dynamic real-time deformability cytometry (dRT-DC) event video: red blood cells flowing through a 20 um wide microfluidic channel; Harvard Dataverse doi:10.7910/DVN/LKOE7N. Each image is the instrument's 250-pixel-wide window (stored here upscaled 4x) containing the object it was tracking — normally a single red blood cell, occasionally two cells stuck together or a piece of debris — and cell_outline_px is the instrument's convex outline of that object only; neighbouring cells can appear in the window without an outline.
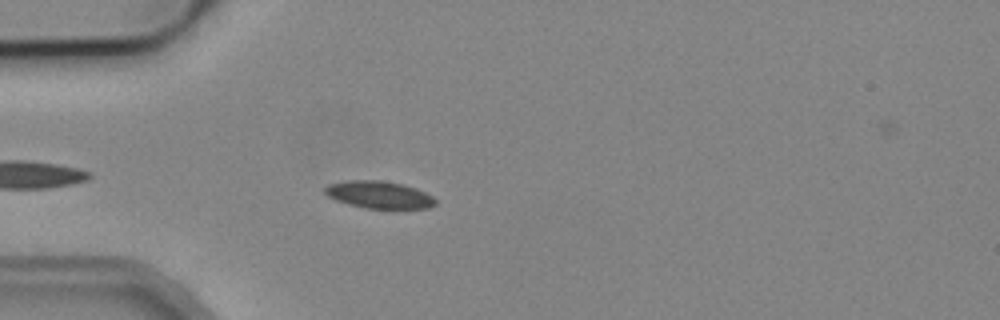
{"species": "common noctule bat (a hibernating species)", "species_latin": "Nyctalus noctula", "temperature_condition": "cold", "stored_images_in_passage": 3, "camera_frame_rate_fps": 3000, "um_per_image_px": 0.085, "animal": {"sex": "male", "body_mass_g": 19.2, "forearm_length_mm": 51.8}, "frame": {"image": 1, "passage_image": 3, "time_ms": 2.333, "image_size_px": [1000, 320], "cell_outline_px": [[436, 204], [428, 208], [364, 208], [348, 204], [336, 200], [328, 196], [324, 192], [324, 188], [328, 184], [348, 180], [380, 180], [400, 184], [416, 188], [432, 196], [436, 200]], "centroid_in_image_um": [32.19, 16.55], "position_along_channel_um": 52.8, "area_um2": 17.46}}